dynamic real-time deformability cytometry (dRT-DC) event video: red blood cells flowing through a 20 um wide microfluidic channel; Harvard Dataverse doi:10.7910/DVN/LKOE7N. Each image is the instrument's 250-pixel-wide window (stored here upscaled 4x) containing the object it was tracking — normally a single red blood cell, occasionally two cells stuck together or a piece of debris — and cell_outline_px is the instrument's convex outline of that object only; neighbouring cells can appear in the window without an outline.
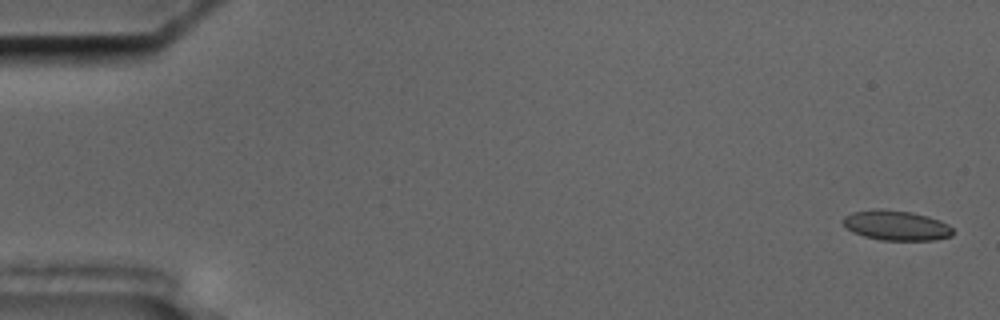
{"species": "common noctule bat (a hibernating species)", "species_latin": "Nyctalus noctula", "temperature_condition": "cold", "stored_images_in_passage": 56, "camera_frame_rate_fps": 3000, "um_per_image_px": 0.085, "animal": {"sex": "male", "body_mass_g": 17.5, "forearm_length_mm": 52.3}, "frame": {"image": 1, "passage_image": 2, "time_ms": 0.333, "image_size_px": [1000, 320], "cell_outline_px": [[952, 236], [936, 240], [880, 240], [864, 236], [852, 232], [840, 220], [844, 216], [852, 212], [876, 208], [880, 208], [912, 212], [928, 216], [940, 220], [948, 224], [952, 228]], "centroid_in_image_um": [76.16, 19.15], "position_along_channel_um": 8.8, "area_um2": 19.36}}
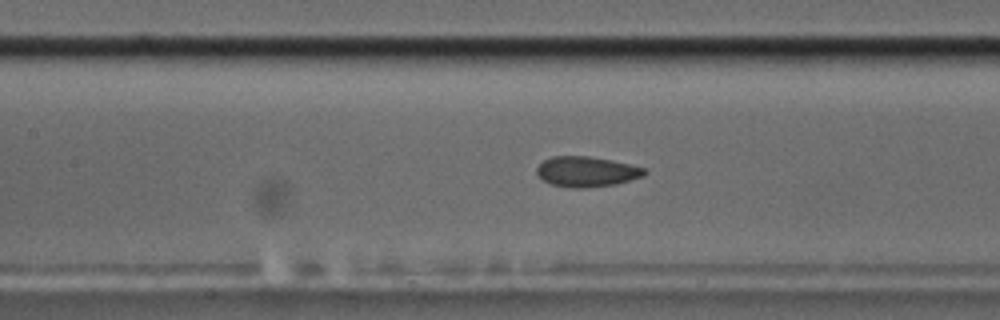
{"frame": {"image": 2, "passage_image": 26, "time_ms": 8.333, "image_size_px": [1000, 320], "cell_outline_px": [[648, 172], [644, 176], [616, 184], [584, 188], [572, 188], [552, 184], [544, 180], [536, 172], [536, 168], [544, 160], [552, 156], [588, 156], [628, 164], [644, 168]], "centroid_in_image_um": [49.86, 14.59], "position_along_channel_um": 157.5, "area_um2": 18.79}}
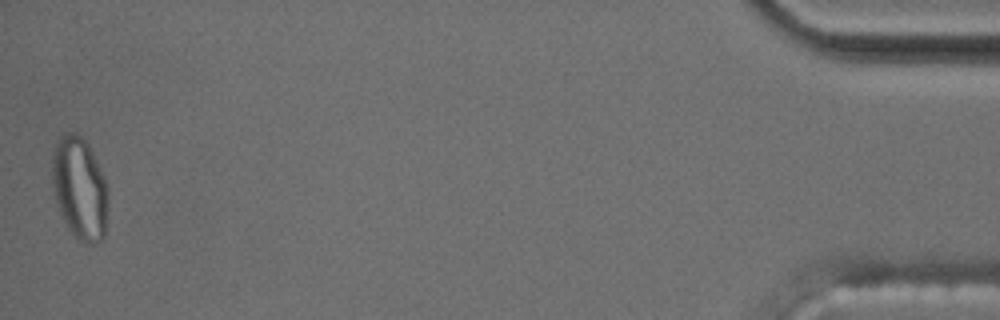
{"frame": {"image": 3, "passage_image": 56, "time_ms": 18.333, "image_size_px": [1000, 320], "cell_outline_px": [[108, 200], [104, 236], [100, 240], [92, 244], [84, 244], [68, 228], [60, 212], [56, 200], [52, 184], [52, 160], [56, 144], [60, 136], [64, 132], [76, 132], [88, 144], [104, 176], [108, 188]], "centroid_in_image_um": [6.78, 15.99], "position_along_channel_um": 428.4, "area_um2": 33.29}, "authors_computed_cell_mechanics": {"area_um2": 19.1607, "velocity_mm_per_s": 3.6115, "shape_relaxation_time_tau1_ms": null, "shape_relaxation_time_tau2_ms": 2.0542, "deformation_change_tau1": null, "deformation_change_tau2": 0.063}}